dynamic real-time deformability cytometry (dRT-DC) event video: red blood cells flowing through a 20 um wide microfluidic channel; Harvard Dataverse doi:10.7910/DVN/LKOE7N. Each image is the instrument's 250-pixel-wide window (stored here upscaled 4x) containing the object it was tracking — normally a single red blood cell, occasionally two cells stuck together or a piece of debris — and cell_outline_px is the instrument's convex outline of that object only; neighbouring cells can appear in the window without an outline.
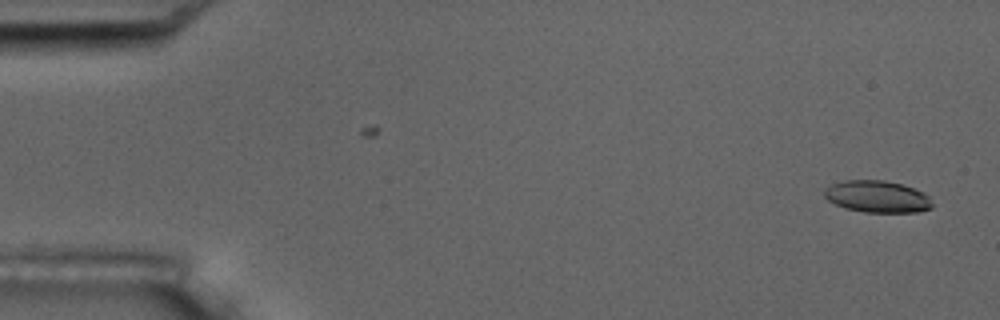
{"species": "common noctule bat (a hibernating species)", "species_latin": "Nyctalus noctula", "temperature_condition": "room temperature", "stored_images_in_passage": 4, "camera_frame_rate_fps": 3000, "um_per_image_px": 0.085, "animal": {"sex": "male", "body_mass_g": 17.5, "forearm_length_mm": 52.3}, "frame": {"image": 1, "passage_image": 4, "time_ms": 3.667, "image_size_px": [1000, 320], "cell_outline_px": [[932, 208], [916, 212], [864, 212], [844, 208], [828, 200], [824, 196], [824, 188], [832, 184], [844, 180], [884, 180], [900, 184], [924, 192], [928, 196], [932, 204]], "centroid_in_image_um": [74.54, 16.71], "position_along_channel_um": 10.5, "area_um2": 20.0}}